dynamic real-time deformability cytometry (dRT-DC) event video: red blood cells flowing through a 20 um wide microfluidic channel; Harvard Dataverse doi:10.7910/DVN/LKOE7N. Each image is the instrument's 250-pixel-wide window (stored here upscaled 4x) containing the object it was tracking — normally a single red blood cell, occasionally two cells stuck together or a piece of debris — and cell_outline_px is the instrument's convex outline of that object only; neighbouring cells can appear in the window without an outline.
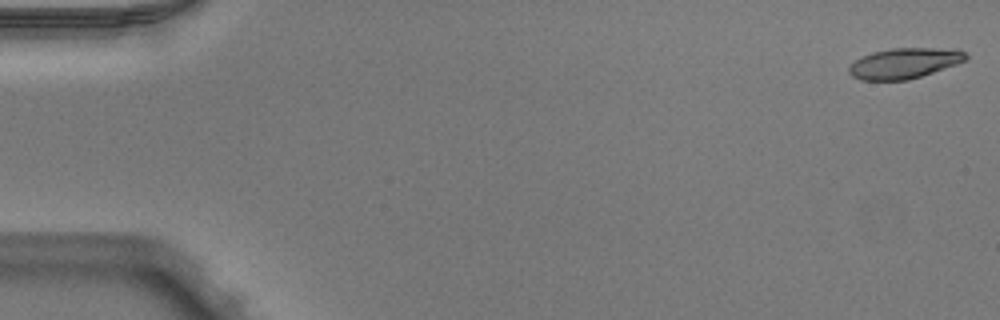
{"species": "Egyptian fruit bat (a non-hibernating species)", "species_latin": "Rousettus aegyptiacus", "temperature_condition": "warm", "stored_images_in_passage": 51, "camera_frame_rate_fps": 3000, "um_per_image_px": 0.085, "animal": {"sex": "male"}, "frame": {"image": 1, "passage_image": 1, "time_ms": 0.0, "image_size_px": [1000, 320], "cell_outline_px": [[968, 60], [908, 80], [860, 80], [852, 76], [848, 72], [848, 68], [856, 60], [872, 52], [892, 48], [956, 48], [964, 52], [968, 56]], "centroid_in_image_um": [76.89, 5.37], "position_along_channel_um": 8.1, "area_um2": 20.69}}
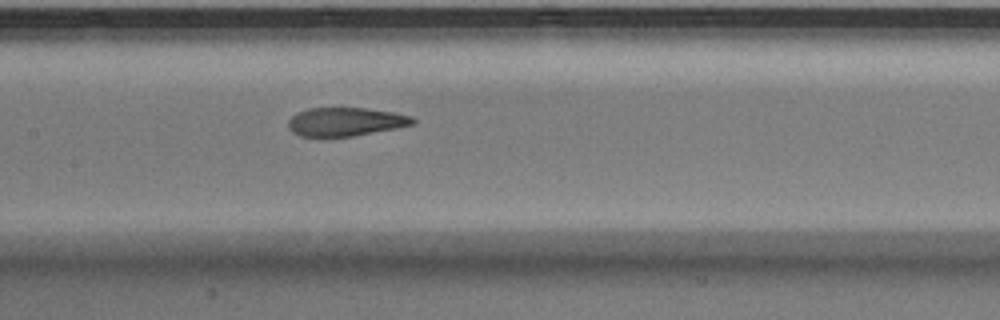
{"frame": {"image": 2, "passage_image": 25, "time_ms": 8.0, "image_size_px": [1000, 320], "cell_outline_px": [[416, 124], [396, 128], [352, 136], [300, 136], [292, 132], [288, 128], [288, 120], [296, 112], [308, 108], [368, 108], [392, 112], [412, 116], [416, 120]], "centroid_in_image_um": [29.37, 10.34], "position_along_channel_um": 178.0, "area_um2": 20.75}}
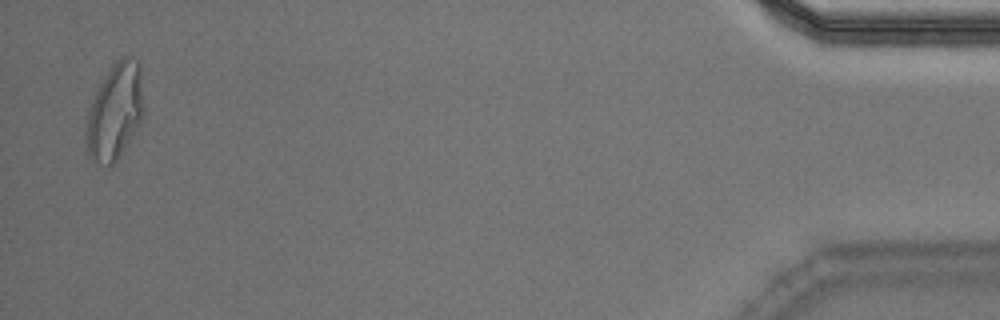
{"frame": {"image": 3, "passage_image": 50, "time_ms": 16.333, "image_size_px": [1000, 320], "cell_outline_px": [[144, 116], [116, 160], [112, 164], [108, 164], [96, 160], [88, 156], [84, 140], [84, 116], [108, 68], [116, 60], [124, 56], [132, 56], [140, 60], [144, 108]], "centroid_in_image_um": [9.75, 9.41], "position_along_channel_um": 425.5, "area_um2": 32.77}, "authors_computed_cell_mechanics": {"area_um2": 22.0796, "velocity_mm_per_s": 3.9828, "shape_relaxation_time_tau1_ms": null, "shape_relaxation_time_tau2_ms": 1.2529, "deformation_change_tau1": null, "deformation_change_tau2": 0.0909}}